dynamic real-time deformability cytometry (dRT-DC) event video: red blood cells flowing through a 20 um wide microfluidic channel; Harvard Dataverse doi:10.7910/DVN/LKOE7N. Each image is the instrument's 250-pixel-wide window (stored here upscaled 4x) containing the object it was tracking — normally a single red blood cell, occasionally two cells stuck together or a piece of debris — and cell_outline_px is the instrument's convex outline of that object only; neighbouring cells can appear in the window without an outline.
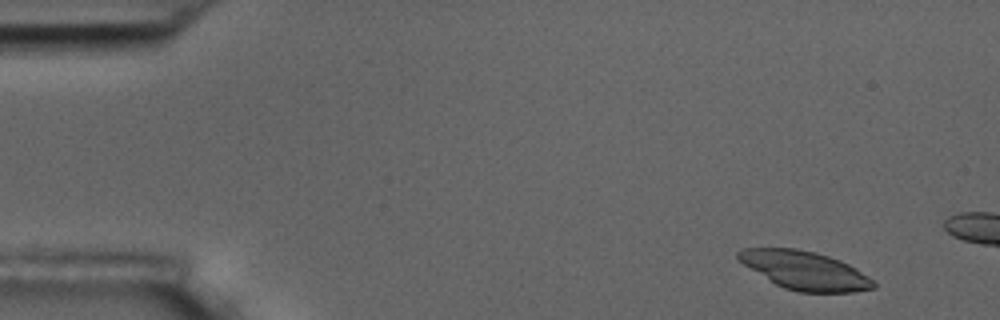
{"species": "common noctule bat (a hibernating species)", "species_latin": "Nyctalus noctula", "temperature_condition": "room temperature", "stored_images_in_passage": 4, "camera_frame_rate_fps": 3000, "um_per_image_px": 0.085, "animal": {"sex": "male", "body_mass_g": 17.5, "forearm_length_mm": 52.3}, "frame": {"image": 1, "passage_image": 1, "time_ms": 0.0, "image_size_px": [1000, 320], "cell_outline_px": [[876, 288], [852, 292], [796, 292], [784, 288], [776, 284], [744, 264], [736, 256], [736, 252], [740, 248], [796, 248], [816, 252], [840, 260], [856, 268], [868, 276], [876, 284]], "centroid_in_image_um": [68.42, 22.98], "position_along_channel_um": 16.6, "area_um2": 30.11}}